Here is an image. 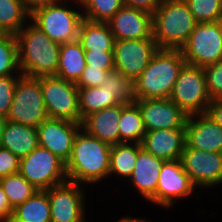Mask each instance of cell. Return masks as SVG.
<instances>
[{
  "label": "cell",
  "instance_id": "cell-1",
  "mask_svg": "<svg viewBox=\"0 0 222 222\" xmlns=\"http://www.w3.org/2000/svg\"><path fill=\"white\" fill-rule=\"evenodd\" d=\"M109 144L80 129L74 139L70 158L65 163L67 181L87 187L108 180L110 168ZM89 185V186H88Z\"/></svg>",
  "mask_w": 222,
  "mask_h": 222
},
{
  "label": "cell",
  "instance_id": "cell-2",
  "mask_svg": "<svg viewBox=\"0 0 222 222\" xmlns=\"http://www.w3.org/2000/svg\"><path fill=\"white\" fill-rule=\"evenodd\" d=\"M18 64L22 75L39 78L56 76L60 44L52 41L29 21L16 35Z\"/></svg>",
  "mask_w": 222,
  "mask_h": 222
},
{
  "label": "cell",
  "instance_id": "cell-3",
  "mask_svg": "<svg viewBox=\"0 0 222 222\" xmlns=\"http://www.w3.org/2000/svg\"><path fill=\"white\" fill-rule=\"evenodd\" d=\"M185 63L180 49L160 48L134 81L135 100L170 98Z\"/></svg>",
  "mask_w": 222,
  "mask_h": 222
},
{
  "label": "cell",
  "instance_id": "cell-4",
  "mask_svg": "<svg viewBox=\"0 0 222 222\" xmlns=\"http://www.w3.org/2000/svg\"><path fill=\"white\" fill-rule=\"evenodd\" d=\"M197 22L184 0H165L152 14L153 38L159 48L180 49Z\"/></svg>",
  "mask_w": 222,
  "mask_h": 222
},
{
  "label": "cell",
  "instance_id": "cell-5",
  "mask_svg": "<svg viewBox=\"0 0 222 222\" xmlns=\"http://www.w3.org/2000/svg\"><path fill=\"white\" fill-rule=\"evenodd\" d=\"M83 19L82 7L80 2L76 1L58 0L54 4L34 10L30 14V21L52 41L59 44L78 40L79 28Z\"/></svg>",
  "mask_w": 222,
  "mask_h": 222
},
{
  "label": "cell",
  "instance_id": "cell-6",
  "mask_svg": "<svg viewBox=\"0 0 222 222\" xmlns=\"http://www.w3.org/2000/svg\"><path fill=\"white\" fill-rule=\"evenodd\" d=\"M48 118L40 80L21 75L6 120L37 128Z\"/></svg>",
  "mask_w": 222,
  "mask_h": 222
},
{
  "label": "cell",
  "instance_id": "cell-7",
  "mask_svg": "<svg viewBox=\"0 0 222 222\" xmlns=\"http://www.w3.org/2000/svg\"><path fill=\"white\" fill-rule=\"evenodd\" d=\"M185 114L206 113L211 98L206 89V77L203 67L185 63L169 98Z\"/></svg>",
  "mask_w": 222,
  "mask_h": 222
},
{
  "label": "cell",
  "instance_id": "cell-8",
  "mask_svg": "<svg viewBox=\"0 0 222 222\" xmlns=\"http://www.w3.org/2000/svg\"><path fill=\"white\" fill-rule=\"evenodd\" d=\"M19 173L38 190H47L67 181L65 162L40 146L20 158Z\"/></svg>",
  "mask_w": 222,
  "mask_h": 222
},
{
  "label": "cell",
  "instance_id": "cell-9",
  "mask_svg": "<svg viewBox=\"0 0 222 222\" xmlns=\"http://www.w3.org/2000/svg\"><path fill=\"white\" fill-rule=\"evenodd\" d=\"M48 117L81 123L76 83L58 76L39 77Z\"/></svg>",
  "mask_w": 222,
  "mask_h": 222
},
{
  "label": "cell",
  "instance_id": "cell-10",
  "mask_svg": "<svg viewBox=\"0 0 222 222\" xmlns=\"http://www.w3.org/2000/svg\"><path fill=\"white\" fill-rule=\"evenodd\" d=\"M197 189L189 178V175L183 170L180 159L164 161L159 173L158 186L156 193L147 201L149 204L159 206V208L172 209L175 204L181 200H187L188 197L201 199V192ZM200 196V197H199Z\"/></svg>",
  "mask_w": 222,
  "mask_h": 222
},
{
  "label": "cell",
  "instance_id": "cell-11",
  "mask_svg": "<svg viewBox=\"0 0 222 222\" xmlns=\"http://www.w3.org/2000/svg\"><path fill=\"white\" fill-rule=\"evenodd\" d=\"M187 64L205 67L222 59L221 21L197 23L180 48Z\"/></svg>",
  "mask_w": 222,
  "mask_h": 222
},
{
  "label": "cell",
  "instance_id": "cell-12",
  "mask_svg": "<svg viewBox=\"0 0 222 222\" xmlns=\"http://www.w3.org/2000/svg\"><path fill=\"white\" fill-rule=\"evenodd\" d=\"M85 187L66 181L48 189L51 222H88Z\"/></svg>",
  "mask_w": 222,
  "mask_h": 222
},
{
  "label": "cell",
  "instance_id": "cell-13",
  "mask_svg": "<svg viewBox=\"0 0 222 222\" xmlns=\"http://www.w3.org/2000/svg\"><path fill=\"white\" fill-rule=\"evenodd\" d=\"M180 161L197 189L222 187V153L206 152L185 145Z\"/></svg>",
  "mask_w": 222,
  "mask_h": 222
},
{
  "label": "cell",
  "instance_id": "cell-14",
  "mask_svg": "<svg viewBox=\"0 0 222 222\" xmlns=\"http://www.w3.org/2000/svg\"><path fill=\"white\" fill-rule=\"evenodd\" d=\"M159 49L153 36L138 40H115L114 68L135 81Z\"/></svg>",
  "mask_w": 222,
  "mask_h": 222
},
{
  "label": "cell",
  "instance_id": "cell-15",
  "mask_svg": "<svg viewBox=\"0 0 222 222\" xmlns=\"http://www.w3.org/2000/svg\"><path fill=\"white\" fill-rule=\"evenodd\" d=\"M81 128L82 125L78 122L48 118L36 128L39 146L48 149L66 163Z\"/></svg>",
  "mask_w": 222,
  "mask_h": 222
},
{
  "label": "cell",
  "instance_id": "cell-16",
  "mask_svg": "<svg viewBox=\"0 0 222 222\" xmlns=\"http://www.w3.org/2000/svg\"><path fill=\"white\" fill-rule=\"evenodd\" d=\"M135 103L146 131L185 128L188 115L169 98L138 99Z\"/></svg>",
  "mask_w": 222,
  "mask_h": 222
},
{
  "label": "cell",
  "instance_id": "cell-17",
  "mask_svg": "<svg viewBox=\"0 0 222 222\" xmlns=\"http://www.w3.org/2000/svg\"><path fill=\"white\" fill-rule=\"evenodd\" d=\"M185 140L189 148L222 153V127L207 113L187 116Z\"/></svg>",
  "mask_w": 222,
  "mask_h": 222
},
{
  "label": "cell",
  "instance_id": "cell-18",
  "mask_svg": "<svg viewBox=\"0 0 222 222\" xmlns=\"http://www.w3.org/2000/svg\"><path fill=\"white\" fill-rule=\"evenodd\" d=\"M107 23L115 40H138L153 36L152 14L144 10L123 5Z\"/></svg>",
  "mask_w": 222,
  "mask_h": 222
},
{
  "label": "cell",
  "instance_id": "cell-19",
  "mask_svg": "<svg viewBox=\"0 0 222 222\" xmlns=\"http://www.w3.org/2000/svg\"><path fill=\"white\" fill-rule=\"evenodd\" d=\"M185 145V128L146 131L141 142L145 151L164 161L180 159Z\"/></svg>",
  "mask_w": 222,
  "mask_h": 222
},
{
  "label": "cell",
  "instance_id": "cell-20",
  "mask_svg": "<svg viewBox=\"0 0 222 222\" xmlns=\"http://www.w3.org/2000/svg\"><path fill=\"white\" fill-rule=\"evenodd\" d=\"M163 162L143 148L138 151L135 167L127 182L146 202L156 193Z\"/></svg>",
  "mask_w": 222,
  "mask_h": 222
},
{
  "label": "cell",
  "instance_id": "cell-21",
  "mask_svg": "<svg viewBox=\"0 0 222 222\" xmlns=\"http://www.w3.org/2000/svg\"><path fill=\"white\" fill-rule=\"evenodd\" d=\"M126 104H118L87 115L82 120V129L88 134L109 144L119 143V119Z\"/></svg>",
  "mask_w": 222,
  "mask_h": 222
},
{
  "label": "cell",
  "instance_id": "cell-22",
  "mask_svg": "<svg viewBox=\"0 0 222 222\" xmlns=\"http://www.w3.org/2000/svg\"><path fill=\"white\" fill-rule=\"evenodd\" d=\"M38 146V134L35 127L5 121L0 136V147L11 151L20 159Z\"/></svg>",
  "mask_w": 222,
  "mask_h": 222
},
{
  "label": "cell",
  "instance_id": "cell-23",
  "mask_svg": "<svg viewBox=\"0 0 222 222\" xmlns=\"http://www.w3.org/2000/svg\"><path fill=\"white\" fill-rule=\"evenodd\" d=\"M85 67V50L78 40L60 44L59 63L56 76L66 81L77 83Z\"/></svg>",
  "mask_w": 222,
  "mask_h": 222
},
{
  "label": "cell",
  "instance_id": "cell-24",
  "mask_svg": "<svg viewBox=\"0 0 222 222\" xmlns=\"http://www.w3.org/2000/svg\"><path fill=\"white\" fill-rule=\"evenodd\" d=\"M78 41L84 50L113 51L115 39L107 22L83 19L79 28Z\"/></svg>",
  "mask_w": 222,
  "mask_h": 222
},
{
  "label": "cell",
  "instance_id": "cell-25",
  "mask_svg": "<svg viewBox=\"0 0 222 222\" xmlns=\"http://www.w3.org/2000/svg\"><path fill=\"white\" fill-rule=\"evenodd\" d=\"M142 148L139 143L121 142L113 145L110 150V168L108 180H128L133 172L138 151ZM112 177V178H111ZM120 178V179H119Z\"/></svg>",
  "mask_w": 222,
  "mask_h": 222
},
{
  "label": "cell",
  "instance_id": "cell-26",
  "mask_svg": "<svg viewBox=\"0 0 222 222\" xmlns=\"http://www.w3.org/2000/svg\"><path fill=\"white\" fill-rule=\"evenodd\" d=\"M11 222H51L47 190H37L30 198L13 209Z\"/></svg>",
  "mask_w": 222,
  "mask_h": 222
},
{
  "label": "cell",
  "instance_id": "cell-27",
  "mask_svg": "<svg viewBox=\"0 0 222 222\" xmlns=\"http://www.w3.org/2000/svg\"><path fill=\"white\" fill-rule=\"evenodd\" d=\"M119 143L141 144L146 129L143 124L139 106L134 102L126 104L121 110L119 119Z\"/></svg>",
  "mask_w": 222,
  "mask_h": 222
},
{
  "label": "cell",
  "instance_id": "cell-28",
  "mask_svg": "<svg viewBox=\"0 0 222 222\" xmlns=\"http://www.w3.org/2000/svg\"><path fill=\"white\" fill-rule=\"evenodd\" d=\"M78 91L81 123L87 115L119 104L106 86L78 87Z\"/></svg>",
  "mask_w": 222,
  "mask_h": 222
},
{
  "label": "cell",
  "instance_id": "cell-29",
  "mask_svg": "<svg viewBox=\"0 0 222 222\" xmlns=\"http://www.w3.org/2000/svg\"><path fill=\"white\" fill-rule=\"evenodd\" d=\"M30 21L22 0H0V29L16 35Z\"/></svg>",
  "mask_w": 222,
  "mask_h": 222
},
{
  "label": "cell",
  "instance_id": "cell-30",
  "mask_svg": "<svg viewBox=\"0 0 222 222\" xmlns=\"http://www.w3.org/2000/svg\"><path fill=\"white\" fill-rule=\"evenodd\" d=\"M0 184L13 209L30 198L38 190L20 173L0 178Z\"/></svg>",
  "mask_w": 222,
  "mask_h": 222
},
{
  "label": "cell",
  "instance_id": "cell-31",
  "mask_svg": "<svg viewBox=\"0 0 222 222\" xmlns=\"http://www.w3.org/2000/svg\"><path fill=\"white\" fill-rule=\"evenodd\" d=\"M83 17L92 22L109 21L124 5L123 0H80Z\"/></svg>",
  "mask_w": 222,
  "mask_h": 222
},
{
  "label": "cell",
  "instance_id": "cell-32",
  "mask_svg": "<svg viewBox=\"0 0 222 222\" xmlns=\"http://www.w3.org/2000/svg\"><path fill=\"white\" fill-rule=\"evenodd\" d=\"M106 86L119 104H132L135 102V83L130 77H126L118 70L109 71L106 75Z\"/></svg>",
  "mask_w": 222,
  "mask_h": 222
},
{
  "label": "cell",
  "instance_id": "cell-33",
  "mask_svg": "<svg viewBox=\"0 0 222 222\" xmlns=\"http://www.w3.org/2000/svg\"><path fill=\"white\" fill-rule=\"evenodd\" d=\"M6 75H22L18 64L16 36L10 33L0 37V76Z\"/></svg>",
  "mask_w": 222,
  "mask_h": 222
},
{
  "label": "cell",
  "instance_id": "cell-34",
  "mask_svg": "<svg viewBox=\"0 0 222 222\" xmlns=\"http://www.w3.org/2000/svg\"><path fill=\"white\" fill-rule=\"evenodd\" d=\"M197 23L222 19V0H184Z\"/></svg>",
  "mask_w": 222,
  "mask_h": 222
},
{
  "label": "cell",
  "instance_id": "cell-35",
  "mask_svg": "<svg viewBox=\"0 0 222 222\" xmlns=\"http://www.w3.org/2000/svg\"><path fill=\"white\" fill-rule=\"evenodd\" d=\"M206 89L211 100L222 99V59L203 67Z\"/></svg>",
  "mask_w": 222,
  "mask_h": 222
},
{
  "label": "cell",
  "instance_id": "cell-36",
  "mask_svg": "<svg viewBox=\"0 0 222 222\" xmlns=\"http://www.w3.org/2000/svg\"><path fill=\"white\" fill-rule=\"evenodd\" d=\"M21 75L0 76V117L7 118L14 98L15 87Z\"/></svg>",
  "mask_w": 222,
  "mask_h": 222
},
{
  "label": "cell",
  "instance_id": "cell-37",
  "mask_svg": "<svg viewBox=\"0 0 222 222\" xmlns=\"http://www.w3.org/2000/svg\"><path fill=\"white\" fill-rule=\"evenodd\" d=\"M85 61L91 68H100L108 72L115 69L113 51L85 50Z\"/></svg>",
  "mask_w": 222,
  "mask_h": 222
},
{
  "label": "cell",
  "instance_id": "cell-38",
  "mask_svg": "<svg viewBox=\"0 0 222 222\" xmlns=\"http://www.w3.org/2000/svg\"><path fill=\"white\" fill-rule=\"evenodd\" d=\"M107 70L100 68H91V66L85 67L81 78L76 83L77 87H97L106 82Z\"/></svg>",
  "mask_w": 222,
  "mask_h": 222
},
{
  "label": "cell",
  "instance_id": "cell-39",
  "mask_svg": "<svg viewBox=\"0 0 222 222\" xmlns=\"http://www.w3.org/2000/svg\"><path fill=\"white\" fill-rule=\"evenodd\" d=\"M20 159L11 151L0 147V178L19 173Z\"/></svg>",
  "mask_w": 222,
  "mask_h": 222
},
{
  "label": "cell",
  "instance_id": "cell-40",
  "mask_svg": "<svg viewBox=\"0 0 222 222\" xmlns=\"http://www.w3.org/2000/svg\"><path fill=\"white\" fill-rule=\"evenodd\" d=\"M123 3L126 6L144 10L153 14L161 4V0H123Z\"/></svg>",
  "mask_w": 222,
  "mask_h": 222
},
{
  "label": "cell",
  "instance_id": "cell-41",
  "mask_svg": "<svg viewBox=\"0 0 222 222\" xmlns=\"http://www.w3.org/2000/svg\"><path fill=\"white\" fill-rule=\"evenodd\" d=\"M13 214V208L9 204L7 196L0 184V219L3 222H8L11 220Z\"/></svg>",
  "mask_w": 222,
  "mask_h": 222
},
{
  "label": "cell",
  "instance_id": "cell-42",
  "mask_svg": "<svg viewBox=\"0 0 222 222\" xmlns=\"http://www.w3.org/2000/svg\"><path fill=\"white\" fill-rule=\"evenodd\" d=\"M206 113L222 127V99L211 100Z\"/></svg>",
  "mask_w": 222,
  "mask_h": 222
},
{
  "label": "cell",
  "instance_id": "cell-43",
  "mask_svg": "<svg viewBox=\"0 0 222 222\" xmlns=\"http://www.w3.org/2000/svg\"><path fill=\"white\" fill-rule=\"evenodd\" d=\"M58 0H22L25 9L31 14L34 10L56 3Z\"/></svg>",
  "mask_w": 222,
  "mask_h": 222
},
{
  "label": "cell",
  "instance_id": "cell-44",
  "mask_svg": "<svg viewBox=\"0 0 222 222\" xmlns=\"http://www.w3.org/2000/svg\"><path fill=\"white\" fill-rule=\"evenodd\" d=\"M113 222H150V221H148L147 219H145V218H138V217H136L135 218V216H130V215H125V216H121V218L120 219H117L116 221H113Z\"/></svg>",
  "mask_w": 222,
  "mask_h": 222
},
{
  "label": "cell",
  "instance_id": "cell-45",
  "mask_svg": "<svg viewBox=\"0 0 222 222\" xmlns=\"http://www.w3.org/2000/svg\"><path fill=\"white\" fill-rule=\"evenodd\" d=\"M5 121H6L5 118L0 117V136H1V133H2V130H3V126H4Z\"/></svg>",
  "mask_w": 222,
  "mask_h": 222
},
{
  "label": "cell",
  "instance_id": "cell-46",
  "mask_svg": "<svg viewBox=\"0 0 222 222\" xmlns=\"http://www.w3.org/2000/svg\"><path fill=\"white\" fill-rule=\"evenodd\" d=\"M63 1H76V2H80V0H63Z\"/></svg>",
  "mask_w": 222,
  "mask_h": 222
},
{
  "label": "cell",
  "instance_id": "cell-47",
  "mask_svg": "<svg viewBox=\"0 0 222 222\" xmlns=\"http://www.w3.org/2000/svg\"><path fill=\"white\" fill-rule=\"evenodd\" d=\"M4 34V32L0 29V37Z\"/></svg>",
  "mask_w": 222,
  "mask_h": 222
}]
</instances>
